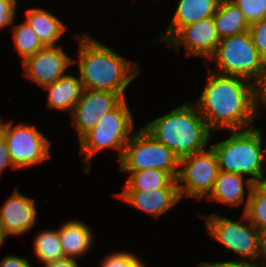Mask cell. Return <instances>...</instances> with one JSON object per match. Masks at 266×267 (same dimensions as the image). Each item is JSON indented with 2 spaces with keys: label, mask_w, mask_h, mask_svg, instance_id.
I'll return each instance as SVG.
<instances>
[{
  "label": "cell",
  "mask_w": 266,
  "mask_h": 267,
  "mask_svg": "<svg viewBox=\"0 0 266 267\" xmlns=\"http://www.w3.org/2000/svg\"><path fill=\"white\" fill-rule=\"evenodd\" d=\"M208 72L205 87L195 102L208 128L212 132L253 128L252 82L215 73L209 67Z\"/></svg>",
  "instance_id": "6da1fadb"
},
{
  "label": "cell",
  "mask_w": 266,
  "mask_h": 267,
  "mask_svg": "<svg viewBox=\"0 0 266 267\" xmlns=\"http://www.w3.org/2000/svg\"><path fill=\"white\" fill-rule=\"evenodd\" d=\"M79 47L78 74L84 89L111 91L125 96V89L141 72L138 63L119 55L87 33L75 34Z\"/></svg>",
  "instance_id": "7a4b0ae2"
},
{
  "label": "cell",
  "mask_w": 266,
  "mask_h": 267,
  "mask_svg": "<svg viewBox=\"0 0 266 267\" xmlns=\"http://www.w3.org/2000/svg\"><path fill=\"white\" fill-rule=\"evenodd\" d=\"M179 159L206 149L212 132L195 104L186 102L142 127Z\"/></svg>",
  "instance_id": "3957f363"
},
{
  "label": "cell",
  "mask_w": 266,
  "mask_h": 267,
  "mask_svg": "<svg viewBox=\"0 0 266 267\" xmlns=\"http://www.w3.org/2000/svg\"><path fill=\"white\" fill-rule=\"evenodd\" d=\"M229 132L231 136L210 146L216 154L219 170L250 176V180L255 184L265 183L266 142L262 141V129L250 128Z\"/></svg>",
  "instance_id": "277c9868"
},
{
  "label": "cell",
  "mask_w": 266,
  "mask_h": 267,
  "mask_svg": "<svg viewBox=\"0 0 266 267\" xmlns=\"http://www.w3.org/2000/svg\"><path fill=\"white\" fill-rule=\"evenodd\" d=\"M133 123L131 110L124 98L113 110L101 117L97 125L79 140L81 158L86 159V167L83 170L89 174L92 156L107 148L118 151L117 155L120 161L125 145L132 137Z\"/></svg>",
  "instance_id": "5b68a950"
},
{
  "label": "cell",
  "mask_w": 266,
  "mask_h": 267,
  "mask_svg": "<svg viewBox=\"0 0 266 267\" xmlns=\"http://www.w3.org/2000/svg\"><path fill=\"white\" fill-rule=\"evenodd\" d=\"M209 60L215 61V73L253 82L266 70V62L248 31L220 39L215 54Z\"/></svg>",
  "instance_id": "8992f818"
},
{
  "label": "cell",
  "mask_w": 266,
  "mask_h": 267,
  "mask_svg": "<svg viewBox=\"0 0 266 267\" xmlns=\"http://www.w3.org/2000/svg\"><path fill=\"white\" fill-rule=\"evenodd\" d=\"M213 214L201 216L205 220L209 237L238 254L240 260H258L261 257L265 259V238L243 213L240 221Z\"/></svg>",
  "instance_id": "52a82bcc"
},
{
  "label": "cell",
  "mask_w": 266,
  "mask_h": 267,
  "mask_svg": "<svg viewBox=\"0 0 266 267\" xmlns=\"http://www.w3.org/2000/svg\"><path fill=\"white\" fill-rule=\"evenodd\" d=\"M178 168L179 158L143 128L132 133L119 161L120 171L159 169L168 172L174 179L178 176Z\"/></svg>",
  "instance_id": "ba28073f"
},
{
  "label": "cell",
  "mask_w": 266,
  "mask_h": 267,
  "mask_svg": "<svg viewBox=\"0 0 266 267\" xmlns=\"http://www.w3.org/2000/svg\"><path fill=\"white\" fill-rule=\"evenodd\" d=\"M3 122L0 117V133L6 140L11 162L17 170L34 167L51 157V141L36 125L19 123L15 126L13 120Z\"/></svg>",
  "instance_id": "9c48e42d"
},
{
  "label": "cell",
  "mask_w": 266,
  "mask_h": 267,
  "mask_svg": "<svg viewBox=\"0 0 266 267\" xmlns=\"http://www.w3.org/2000/svg\"><path fill=\"white\" fill-rule=\"evenodd\" d=\"M219 173L215 152L211 147L179 159L176 178L180 197L206 198L212 191Z\"/></svg>",
  "instance_id": "30bf717a"
},
{
  "label": "cell",
  "mask_w": 266,
  "mask_h": 267,
  "mask_svg": "<svg viewBox=\"0 0 266 267\" xmlns=\"http://www.w3.org/2000/svg\"><path fill=\"white\" fill-rule=\"evenodd\" d=\"M124 98L111 91H93L84 89L70 114L71 122L77 131L78 141L91 129L107 112L113 110Z\"/></svg>",
  "instance_id": "8fae6325"
},
{
  "label": "cell",
  "mask_w": 266,
  "mask_h": 267,
  "mask_svg": "<svg viewBox=\"0 0 266 267\" xmlns=\"http://www.w3.org/2000/svg\"><path fill=\"white\" fill-rule=\"evenodd\" d=\"M220 38L212 17L182 27L167 43L175 52L185 46L187 56H202L208 60L215 54Z\"/></svg>",
  "instance_id": "7c38bea8"
},
{
  "label": "cell",
  "mask_w": 266,
  "mask_h": 267,
  "mask_svg": "<svg viewBox=\"0 0 266 267\" xmlns=\"http://www.w3.org/2000/svg\"><path fill=\"white\" fill-rule=\"evenodd\" d=\"M74 64L61 46H46L22 62L23 73L40 87L52 84Z\"/></svg>",
  "instance_id": "4fadbf2b"
},
{
  "label": "cell",
  "mask_w": 266,
  "mask_h": 267,
  "mask_svg": "<svg viewBox=\"0 0 266 267\" xmlns=\"http://www.w3.org/2000/svg\"><path fill=\"white\" fill-rule=\"evenodd\" d=\"M36 209L35 199L20 194L16 187L0 207V222L6 236H18L30 230L37 222Z\"/></svg>",
  "instance_id": "5bb4252c"
},
{
  "label": "cell",
  "mask_w": 266,
  "mask_h": 267,
  "mask_svg": "<svg viewBox=\"0 0 266 267\" xmlns=\"http://www.w3.org/2000/svg\"><path fill=\"white\" fill-rule=\"evenodd\" d=\"M115 195L138 210L152 215L155 219L172 209L181 199L176 179H173L165 188L149 192L122 191Z\"/></svg>",
  "instance_id": "9a60e30c"
},
{
  "label": "cell",
  "mask_w": 266,
  "mask_h": 267,
  "mask_svg": "<svg viewBox=\"0 0 266 267\" xmlns=\"http://www.w3.org/2000/svg\"><path fill=\"white\" fill-rule=\"evenodd\" d=\"M254 184L250 178L244 179V175L219 170L213 189L206 198L234 207L245 202L244 212ZM245 188L248 190V196H245Z\"/></svg>",
  "instance_id": "2e32d148"
},
{
  "label": "cell",
  "mask_w": 266,
  "mask_h": 267,
  "mask_svg": "<svg viewBox=\"0 0 266 267\" xmlns=\"http://www.w3.org/2000/svg\"><path fill=\"white\" fill-rule=\"evenodd\" d=\"M221 0H179L166 34L158 41L166 43L184 26L212 17Z\"/></svg>",
  "instance_id": "e0dca14e"
},
{
  "label": "cell",
  "mask_w": 266,
  "mask_h": 267,
  "mask_svg": "<svg viewBox=\"0 0 266 267\" xmlns=\"http://www.w3.org/2000/svg\"><path fill=\"white\" fill-rule=\"evenodd\" d=\"M93 233L82 221L68 220L59 226V240L65 257L79 258L92 249Z\"/></svg>",
  "instance_id": "ac0fdd59"
},
{
  "label": "cell",
  "mask_w": 266,
  "mask_h": 267,
  "mask_svg": "<svg viewBox=\"0 0 266 267\" xmlns=\"http://www.w3.org/2000/svg\"><path fill=\"white\" fill-rule=\"evenodd\" d=\"M42 88L49 92L48 108L60 111L68 110L69 115L84 91L80 78L70 74H65L54 83Z\"/></svg>",
  "instance_id": "d6986e66"
},
{
  "label": "cell",
  "mask_w": 266,
  "mask_h": 267,
  "mask_svg": "<svg viewBox=\"0 0 266 267\" xmlns=\"http://www.w3.org/2000/svg\"><path fill=\"white\" fill-rule=\"evenodd\" d=\"M26 17V21L45 46H56L67 28L59 18L42 8H28Z\"/></svg>",
  "instance_id": "ffe728a7"
},
{
  "label": "cell",
  "mask_w": 266,
  "mask_h": 267,
  "mask_svg": "<svg viewBox=\"0 0 266 267\" xmlns=\"http://www.w3.org/2000/svg\"><path fill=\"white\" fill-rule=\"evenodd\" d=\"M212 18L220 39L247 32L250 27L241 10L231 0H221Z\"/></svg>",
  "instance_id": "44dd1931"
},
{
  "label": "cell",
  "mask_w": 266,
  "mask_h": 267,
  "mask_svg": "<svg viewBox=\"0 0 266 267\" xmlns=\"http://www.w3.org/2000/svg\"><path fill=\"white\" fill-rule=\"evenodd\" d=\"M130 173L123 191L149 192L165 188L174 178L166 171L145 169L141 171H121Z\"/></svg>",
  "instance_id": "7402d4cb"
},
{
  "label": "cell",
  "mask_w": 266,
  "mask_h": 267,
  "mask_svg": "<svg viewBox=\"0 0 266 267\" xmlns=\"http://www.w3.org/2000/svg\"><path fill=\"white\" fill-rule=\"evenodd\" d=\"M243 214L266 239V182L253 185Z\"/></svg>",
  "instance_id": "603a6c76"
},
{
  "label": "cell",
  "mask_w": 266,
  "mask_h": 267,
  "mask_svg": "<svg viewBox=\"0 0 266 267\" xmlns=\"http://www.w3.org/2000/svg\"><path fill=\"white\" fill-rule=\"evenodd\" d=\"M34 253L43 264H48L65 258L60 245L59 229L43 230L34 238Z\"/></svg>",
  "instance_id": "cb8c5ba5"
},
{
  "label": "cell",
  "mask_w": 266,
  "mask_h": 267,
  "mask_svg": "<svg viewBox=\"0 0 266 267\" xmlns=\"http://www.w3.org/2000/svg\"><path fill=\"white\" fill-rule=\"evenodd\" d=\"M11 30L13 31L15 47L22 57V62L46 47L26 20L24 23L12 26Z\"/></svg>",
  "instance_id": "d4e9b609"
},
{
  "label": "cell",
  "mask_w": 266,
  "mask_h": 267,
  "mask_svg": "<svg viewBox=\"0 0 266 267\" xmlns=\"http://www.w3.org/2000/svg\"><path fill=\"white\" fill-rule=\"evenodd\" d=\"M250 24L266 18V0H231Z\"/></svg>",
  "instance_id": "484cf974"
},
{
  "label": "cell",
  "mask_w": 266,
  "mask_h": 267,
  "mask_svg": "<svg viewBox=\"0 0 266 267\" xmlns=\"http://www.w3.org/2000/svg\"><path fill=\"white\" fill-rule=\"evenodd\" d=\"M100 267H145V264L133 253L117 251L107 255Z\"/></svg>",
  "instance_id": "4316f807"
},
{
  "label": "cell",
  "mask_w": 266,
  "mask_h": 267,
  "mask_svg": "<svg viewBox=\"0 0 266 267\" xmlns=\"http://www.w3.org/2000/svg\"><path fill=\"white\" fill-rule=\"evenodd\" d=\"M248 32L257 51L266 62V18L250 24Z\"/></svg>",
  "instance_id": "83f0119b"
},
{
  "label": "cell",
  "mask_w": 266,
  "mask_h": 267,
  "mask_svg": "<svg viewBox=\"0 0 266 267\" xmlns=\"http://www.w3.org/2000/svg\"><path fill=\"white\" fill-rule=\"evenodd\" d=\"M253 84V112L254 117L260 116L261 104L266 107V70L254 81ZM261 103V104H260ZM260 105V106H259Z\"/></svg>",
  "instance_id": "f1b7e54d"
},
{
  "label": "cell",
  "mask_w": 266,
  "mask_h": 267,
  "mask_svg": "<svg viewBox=\"0 0 266 267\" xmlns=\"http://www.w3.org/2000/svg\"><path fill=\"white\" fill-rule=\"evenodd\" d=\"M17 2V0H0V29L13 24Z\"/></svg>",
  "instance_id": "f546056e"
},
{
  "label": "cell",
  "mask_w": 266,
  "mask_h": 267,
  "mask_svg": "<svg viewBox=\"0 0 266 267\" xmlns=\"http://www.w3.org/2000/svg\"><path fill=\"white\" fill-rule=\"evenodd\" d=\"M259 260H240L217 262L221 267H266V259Z\"/></svg>",
  "instance_id": "4dcf8cb0"
},
{
  "label": "cell",
  "mask_w": 266,
  "mask_h": 267,
  "mask_svg": "<svg viewBox=\"0 0 266 267\" xmlns=\"http://www.w3.org/2000/svg\"><path fill=\"white\" fill-rule=\"evenodd\" d=\"M9 166H11L14 170L16 169L11 162L6 140L0 133V177L2 171H4V169H6Z\"/></svg>",
  "instance_id": "1f68e13d"
},
{
  "label": "cell",
  "mask_w": 266,
  "mask_h": 267,
  "mask_svg": "<svg viewBox=\"0 0 266 267\" xmlns=\"http://www.w3.org/2000/svg\"><path fill=\"white\" fill-rule=\"evenodd\" d=\"M0 267H32L25 257L7 254L1 261Z\"/></svg>",
  "instance_id": "d6a6232c"
},
{
  "label": "cell",
  "mask_w": 266,
  "mask_h": 267,
  "mask_svg": "<svg viewBox=\"0 0 266 267\" xmlns=\"http://www.w3.org/2000/svg\"><path fill=\"white\" fill-rule=\"evenodd\" d=\"M77 259L65 257L52 263L44 264V267H78Z\"/></svg>",
  "instance_id": "836d02e7"
},
{
  "label": "cell",
  "mask_w": 266,
  "mask_h": 267,
  "mask_svg": "<svg viewBox=\"0 0 266 267\" xmlns=\"http://www.w3.org/2000/svg\"><path fill=\"white\" fill-rule=\"evenodd\" d=\"M198 267H221L217 262H213V263H210V262H199V264H197Z\"/></svg>",
  "instance_id": "e575fe53"
},
{
  "label": "cell",
  "mask_w": 266,
  "mask_h": 267,
  "mask_svg": "<svg viewBox=\"0 0 266 267\" xmlns=\"http://www.w3.org/2000/svg\"><path fill=\"white\" fill-rule=\"evenodd\" d=\"M6 237H7V236H6V234L4 233L2 224H1V222H0V246H1L2 244H4Z\"/></svg>",
  "instance_id": "d590c367"
},
{
  "label": "cell",
  "mask_w": 266,
  "mask_h": 267,
  "mask_svg": "<svg viewBox=\"0 0 266 267\" xmlns=\"http://www.w3.org/2000/svg\"><path fill=\"white\" fill-rule=\"evenodd\" d=\"M265 259H266V239H265Z\"/></svg>",
  "instance_id": "8d00e7d4"
}]
</instances>
